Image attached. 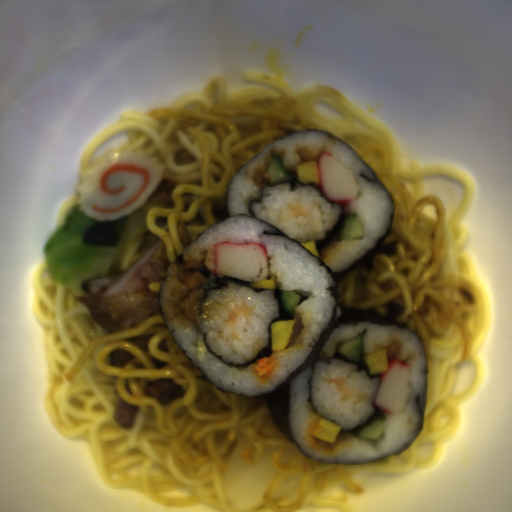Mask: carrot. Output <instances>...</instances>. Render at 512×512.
Segmentation results:
<instances>
[{
  "instance_id": "1",
  "label": "carrot",
  "mask_w": 512,
  "mask_h": 512,
  "mask_svg": "<svg viewBox=\"0 0 512 512\" xmlns=\"http://www.w3.org/2000/svg\"><path fill=\"white\" fill-rule=\"evenodd\" d=\"M184 285L197 288L210 281L199 270H187L180 280Z\"/></svg>"
},
{
  "instance_id": "2",
  "label": "carrot",
  "mask_w": 512,
  "mask_h": 512,
  "mask_svg": "<svg viewBox=\"0 0 512 512\" xmlns=\"http://www.w3.org/2000/svg\"><path fill=\"white\" fill-rule=\"evenodd\" d=\"M205 260V259H204ZM204 260L202 261H196L194 259L185 260L184 267L185 269L189 268H202L205 267Z\"/></svg>"
}]
</instances>
